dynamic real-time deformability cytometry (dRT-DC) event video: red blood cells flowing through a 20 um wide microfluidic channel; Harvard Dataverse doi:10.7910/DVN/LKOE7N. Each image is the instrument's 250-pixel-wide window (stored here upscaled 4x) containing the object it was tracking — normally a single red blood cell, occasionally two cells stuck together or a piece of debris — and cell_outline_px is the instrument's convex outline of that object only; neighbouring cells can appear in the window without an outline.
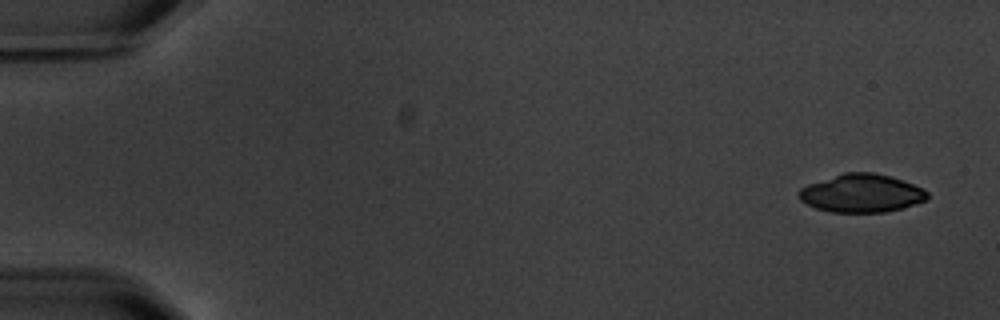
{"species": "common noctule bat (a hibernating species)", "species_latin": "Nyctalus noctula", "temperature_condition": "warm", "stored_images_in_passage": 5, "camera_frame_rate_fps": 3000, "um_per_image_px": 0.085, "animal": {"sex": "male", "body_mass_g": 20.1, "forearm_length_mm": 53.5}, "frame": {"image": 1, "passage_image": 1, "time_ms": 0.0, "image_size_px": [1000, 320], "cell_outline_px": [[928, 196], [924, 200], [904, 208], [884, 212], [832, 212], [816, 208], [800, 200], [796, 192], [800, 188], [808, 184], [844, 172], [872, 172], [888, 176], [924, 188], [928, 192]], "centroid_in_image_um": [73.2, 16.43], "position_along_channel_um": 11.8, "area_um2": 28.44}}